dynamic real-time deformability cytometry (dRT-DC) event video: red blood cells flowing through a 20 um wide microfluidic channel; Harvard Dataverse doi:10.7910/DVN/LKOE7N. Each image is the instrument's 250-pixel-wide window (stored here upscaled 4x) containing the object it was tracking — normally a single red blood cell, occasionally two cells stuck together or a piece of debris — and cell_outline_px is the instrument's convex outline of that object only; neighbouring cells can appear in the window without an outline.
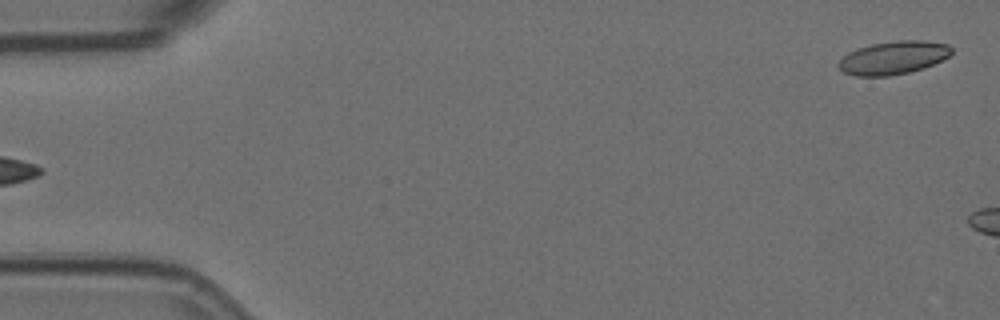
{"species": "Egyptian fruit bat (a non-hibernating species)", "species_latin": "Rousettus aegyptiacus", "temperature_condition": "room temperature", "stored_images_in_passage": 5, "segment_of_instrument_passage": [2, 2], "camera_frame_rate_fps": 3000, "um_per_image_px": 0.085, "animal": {"sex": "female"}, "frame": {"image": 1, "passage_image": 5, "time_ms": 1.333, "image_size_px": [1000, 320], "cell_outline_px": [[952, 52], [948, 56], [924, 68], [908, 72], [888, 76], [856, 76], [844, 72], [836, 64], [848, 52], [856, 48], [872, 44], [896, 40], [924, 40], [948, 44], [952, 48]], "centroid_in_image_um": [75.91, 4.89], "position_along_channel_um": 9.1, "area_um2": 21.79}}